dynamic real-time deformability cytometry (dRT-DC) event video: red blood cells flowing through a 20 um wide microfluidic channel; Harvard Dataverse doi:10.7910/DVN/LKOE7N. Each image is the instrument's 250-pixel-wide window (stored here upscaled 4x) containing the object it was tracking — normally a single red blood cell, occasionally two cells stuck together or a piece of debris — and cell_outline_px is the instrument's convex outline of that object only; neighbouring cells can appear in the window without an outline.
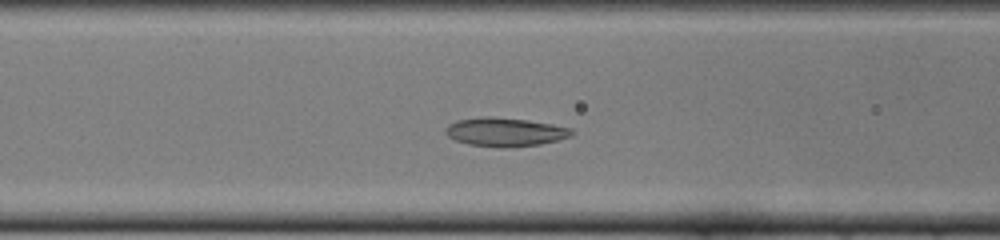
{"species": "common noctule bat (a hibernating species)", "species_latin": "Nyctalus noctula", "temperature_condition": "cold", "stored_images_in_passage": 37, "camera_frame_rate_fps": 3000, "um_per_image_px": 0.085, "animal": {"sex": "female", "body_mass_g": 22.0, "forearm_length_mm": 56.7}, "frame": {"image": 1, "passage_image": 13, "time_ms": 4.0, "image_size_px": [1000, 240], "cell_outline_px": [[576, 132], [572, 136], [540, 144], [512, 148], [504, 148], [468, 144], [456, 140], [448, 136], [444, 132], [444, 128], [448, 124], [456, 120], [488, 116], [492, 116], [528, 120], [552, 124], [572, 128]], "centroid_in_image_um": [42.94, 11.22], "position_along_channel_um": 123.7, "area_um2": 21.33}}
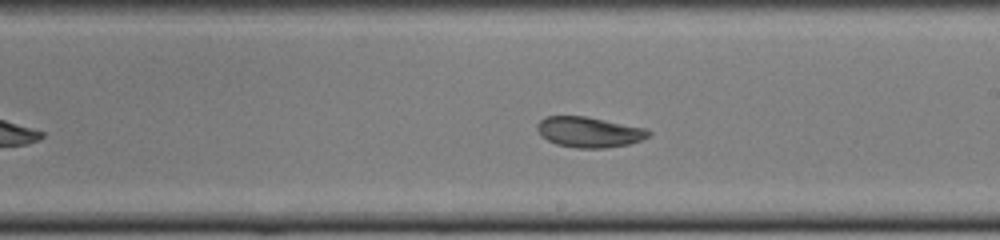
{"frame": {"image": 2, "passage_image": 22, "time_ms": 7.0, "image_size_px": [1000, 240], "cell_outline_px": [[652, 132], [648, 136], [640, 140], [628, 144], [604, 148], [576, 148], [556, 144], [540, 136], [536, 128], [536, 124], [544, 116], [584, 116], [648, 128]], "centroid_in_image_um": [50.05, 11.22], "position_along_channel_um": 239.0, "area_um2": 19.88}}
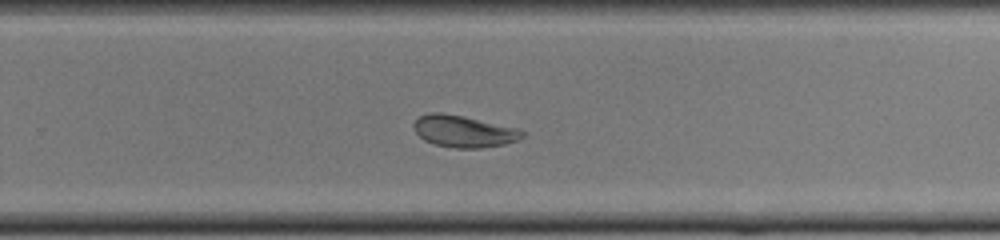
{"frame": {"image": 3, "passage_image": 26, "time_ms": 8.333, "image_size_px": [1000, 240], "cell_outline_px": [[524, 136], [516, 140], [504, 144], [484, 148], [452, 148], [436, 144], [424, 140], [412, 128], [412, 124], [420, 116], [432, 112], [440, 112], [464, 116], [516, 128], [524, 132]], "centroid_in_image_um": [39.38, 11.16], "position_along_channel_um": 290.4, "area_um2": 20.0}, "authors_computed_cell_mechanics": {"area_um2": 20.6924, "velocity_mm_per_s": 3.8671, "shape_relaxation_time_tau1_ms": 4.2326, "shape_relaxation_time_tau2_ms": 2.0884, "deformation_change_tau1": 0.1417, "deformation_change_tau2": 0.0726}}